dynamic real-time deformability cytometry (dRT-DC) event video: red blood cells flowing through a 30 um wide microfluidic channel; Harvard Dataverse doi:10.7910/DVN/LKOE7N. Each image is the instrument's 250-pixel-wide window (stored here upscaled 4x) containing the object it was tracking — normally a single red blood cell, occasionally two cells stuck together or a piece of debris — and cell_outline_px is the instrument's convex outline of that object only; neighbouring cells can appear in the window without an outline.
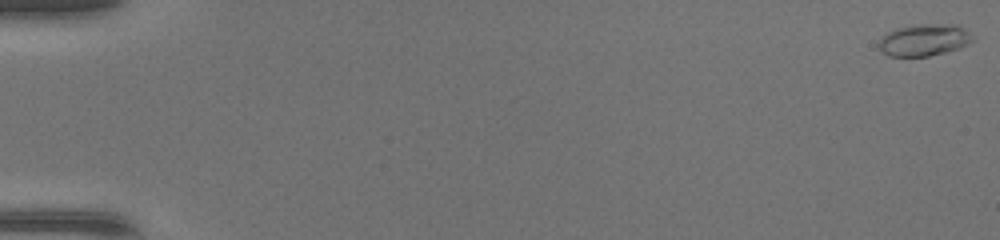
{"species": "common noctule bat (a hibernating species)", "species_latin": "Nyctalus noctula", "temperature_condition": "warm", "stored_images_in_passage": 49, "camera_frame_rate_fps": 3000, "um_per_image_px": 0.085, "animal": {"sex": "female", "body_mass_g": 17.0, "forearm_length_mm": 48.0}, "frame": {"image": 1, "passage_image": 1, "time_ms": 0.0, "image_size_px": [1000, 240], "cell_outline_px": [[972, 40], [968, 44], [944, 52], [928, 56], [888, 56], [880, 48], [880, 40], [888, 32], [896, 28], [920, 24], [960, 24], [968, 32]], "centroid_in_image_um": [78.56, 3.38], "position_along_channel_um": 6.4, "area_um2": 17.05}}
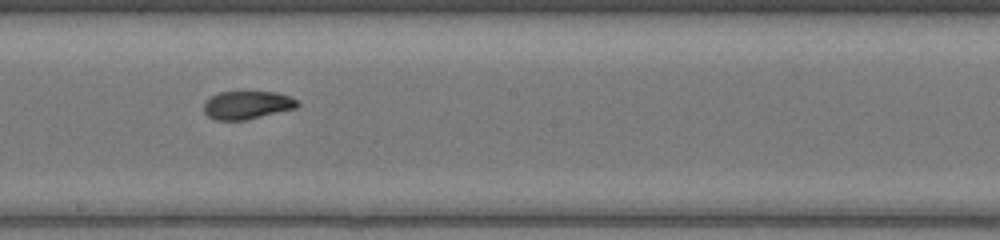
{"frame": {"image": 2, "passage_image": 29, "time_ms": 9.333, "image_size_px": [1000, 240], "cell_outline_px": [[300, 104], [296, 108], [248, 120], [216, 120], [208, 116], [204, 112], [204, 100], [220, 92], [276, 92], [288, 96], [296, 100]], "centroid_in_image_um": [20.99, 8.94], "position_along_channel_um": 227.2, "area_um2": 15.37}}
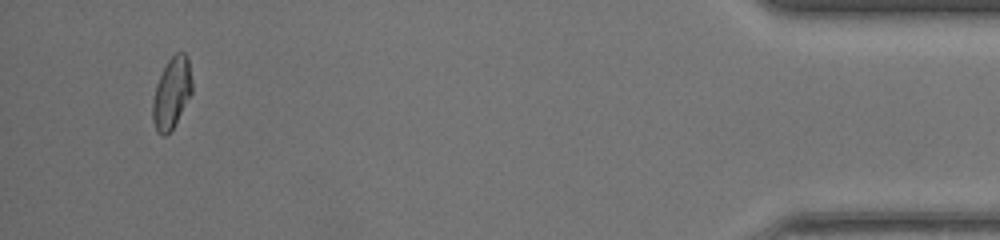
{"frame": {"image": 3, "passage_image": 47, "time_ms": 15.333, "image_size_px": [1000, 240], "cell_outline_px": [[192, 92], [172, 128], [164, 136], [156, 132], [152, 120], [152, 100], [156, 84], [168, 60], [176, 52], [184, 52], [188, 56], [192, 84]], "centroid_in_image_um": [14.58, 7.89], "position_along_channel_um": 420.6, "area_um2": 16.18}, "authors_computed_cell_mechanics": {"area_um2": 15.9528, "velocity_mm_per_s": 4.4086, "shape_relaxation_time_tau1_ms": 5.0953, "shape_relaxation_time_tau2_ms": 1.2644, "deformation_change_tau1": 0.191, "deformation_change_tau2": 0.062}}